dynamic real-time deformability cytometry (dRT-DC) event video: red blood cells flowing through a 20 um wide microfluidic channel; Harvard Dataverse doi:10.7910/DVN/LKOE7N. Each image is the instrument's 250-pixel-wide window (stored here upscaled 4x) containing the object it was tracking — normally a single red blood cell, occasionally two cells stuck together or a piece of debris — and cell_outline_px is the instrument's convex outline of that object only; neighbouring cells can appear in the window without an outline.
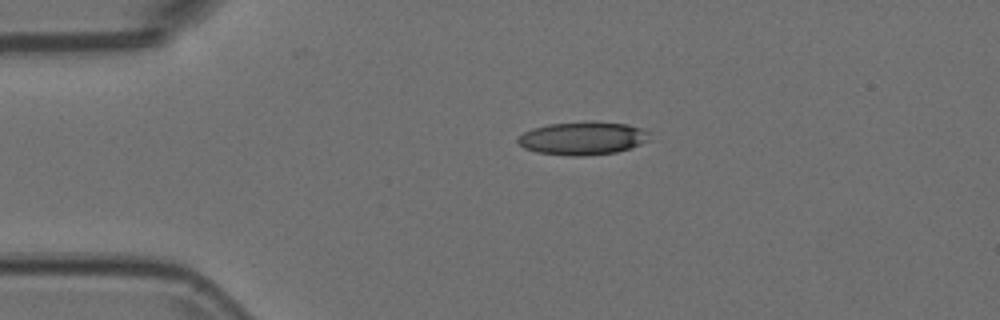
{"species": "Egyptian fruit bat (a non-hibernating species)", "species_latin": "Rousettus aegyptiacus", "temperature_condition": "room temperature", "stored_images_in_passage": 44, "camera_frame_rate_fps": 3000, "um_per_image_px": 0.085, "animal": {"sex": "female"}, "frame": {"image": 1, "passage_image": 1, "time_ms": 0.0, "image_size_px": [1000, 320], "cell_outline_px": [[652, 140], [616, 152], [580, 156], [572, 156], [536, 152], [524, 148], [516, 140], [516, 136], [532, 128], [548, 124], [588, 120], [628, 124], [640, 128], [648, 132]], "centroid_in_image_um": [49.51, 11.73], "position_along_channel_um": 35.5, "area_um2": 25.72}}
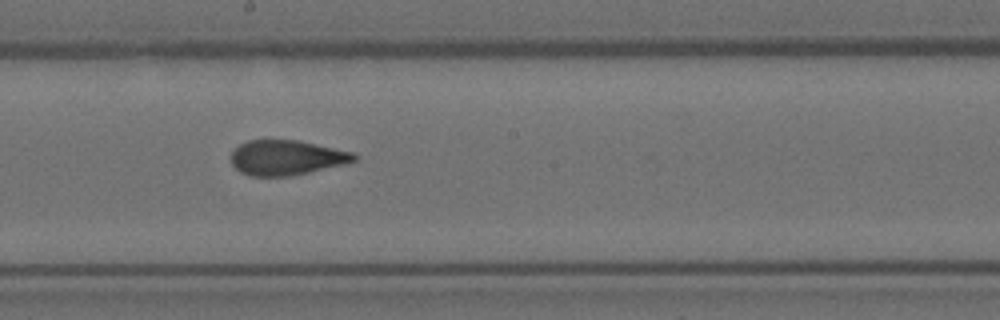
{"frame": {"image": 2, "passage_image": 19, "time_ms": 6.0, "image_size_px": [1000, 320], "cell_outline_px": [[360, 156], [356, 160], [344, 164], [308, 172], [288, 176], [252, 176], [240, 172], [232, 164], [232, 152], [240, 144], [248, 140], [296, 140], [352, 152]], "centroid_in_image_um": [24.35, 13.4], "position_along_channel_um": 223.9, "area_um2": 24.74}}
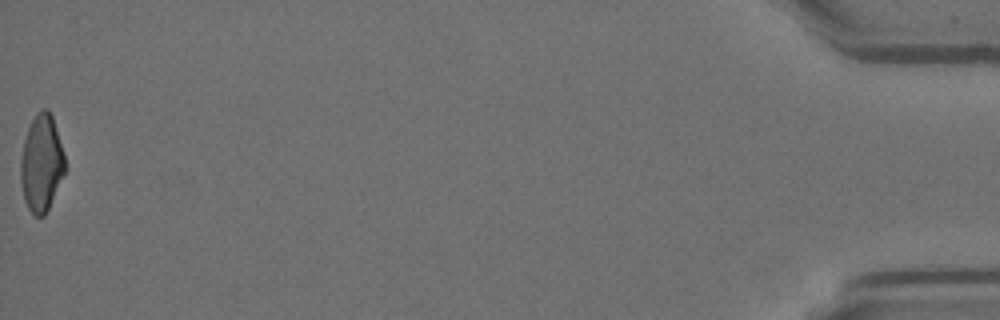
{"frame": {"image": 3, "passage_image": 44, "time_ms": 14.333, "image_size_px": [1000, 320], "cell_outline_px": [[64, 172], [48, 208], [44, 216], [36, 216], [28, 208], [24, 200], [20, 180], [20, 160], [24, 140], [28, 128], [36, 112], [40, 108], [48, 108], [52, 116], [64, 152]], "centroid_in_image_um": [3.5, 13.83], "position_along_channel_um": 431.7, "area_um2": 24.8}}